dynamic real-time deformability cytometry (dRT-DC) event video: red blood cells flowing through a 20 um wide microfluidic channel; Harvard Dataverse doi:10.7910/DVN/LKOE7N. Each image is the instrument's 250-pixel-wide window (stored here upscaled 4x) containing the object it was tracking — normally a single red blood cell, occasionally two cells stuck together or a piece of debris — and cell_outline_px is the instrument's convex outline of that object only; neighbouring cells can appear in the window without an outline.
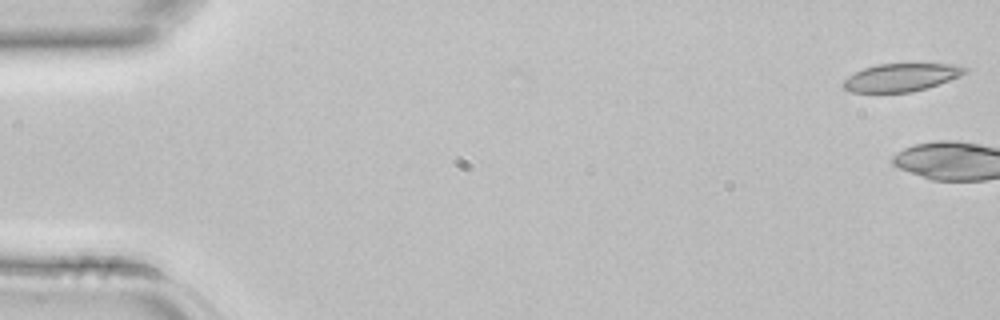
{"species": "common noctule bat (a hibernating species)", "species_latin": "Nyctalus noctula", "temperature_condition": "room temperature", "stored_images_in_passage": 5, "camera_frame_rate_fps": 3000, "um_per_image_px": 0.085, "animal": {"sex": "female", "body_mass_g": 22.7, "forearm_length_mm": 54.2}, "frame": {"image": 1, "passage_image": 1, "time_ms": 0.0, "image_size_px": [1000, 320], "cell_outline_px": [[968, 72], [960, 76], [928, 88], [912, 92], [848, 92], [840, 84], [848, 76], [864, 68], [876, 64], [960, 64], [968, 68]], "centroid_in_image_um": [76.62, 6.58], "position_along_channel_um": 8.4, "area_um2": 19.94}}
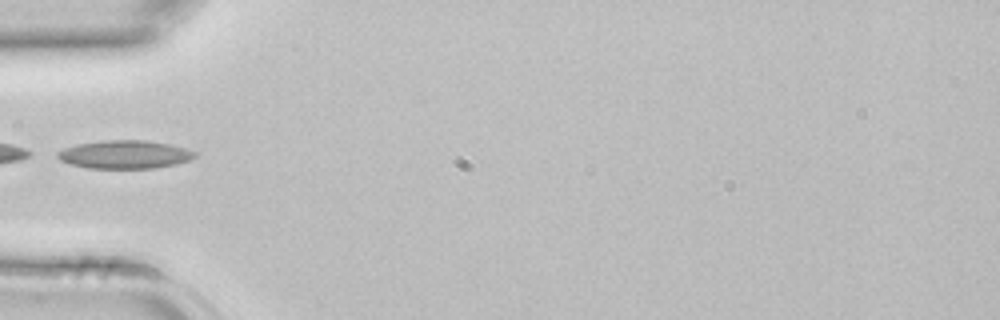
{"frame": {"image": 2, "passage_image": 5, "time_ms": 1.333, "image_size_px": [1000, 320], "cell_outline_px": [[196, 156], [192, 160], [176, 164], [156, 168], [88, 168], [72, 164], [60, 160], [56, 156], [56, 152], [64, 148], [76, 144], [104, 140], [144, 140], [168, 144], [188, 148], [196, 152]], "centroid_in_image_um": [10.63, 13.13], "position_along_channel_um": 74.4, "area_um2": 22.72}}